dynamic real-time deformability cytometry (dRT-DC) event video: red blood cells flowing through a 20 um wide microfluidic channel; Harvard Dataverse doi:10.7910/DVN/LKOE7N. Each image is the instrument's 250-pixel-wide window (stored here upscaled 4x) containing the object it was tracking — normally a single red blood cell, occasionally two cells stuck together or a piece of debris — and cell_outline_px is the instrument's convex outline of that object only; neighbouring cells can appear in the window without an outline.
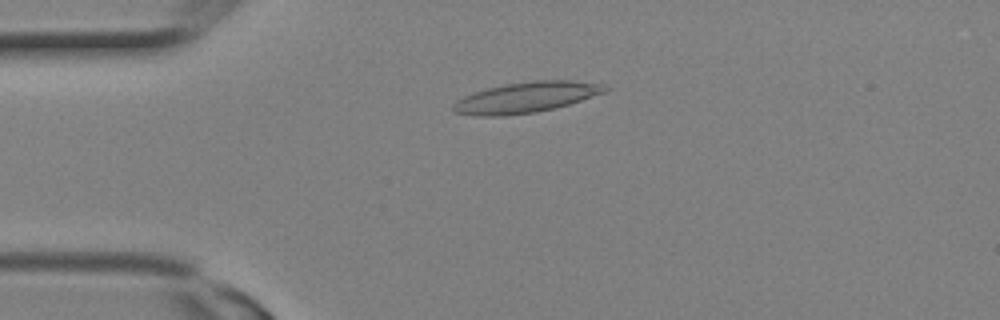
{"species": "Egyptian fruit bat (a non-hibernating species)", "species_latin": "Rousettus aegyptiacus", "temperature_condition": "room temperature", "stored_images_in_passage": 2, "camera_frame_rate_fps": 3000, "um_per_image_px": 0.085, "animal": {"sex": "female"}, "frame": {"image": 1, "passage_image": 2, "time_ms": 0.333, "image_size_px": [1000, 320], "cell_outline_px": [[612, 88], [604, 92], [568, 104], [536, 112], [504, 116], [476, 116], [456, 112], [452, 108], [452, 104], [456, 100], [464, 96], [488, 88], [508, 84], [532, 80], [572, 80], [604, 84]], "centroid_in_image_um": [44.72, 8.27], "position_along_channel_um": 40.3, "area_um2": 26.88}}